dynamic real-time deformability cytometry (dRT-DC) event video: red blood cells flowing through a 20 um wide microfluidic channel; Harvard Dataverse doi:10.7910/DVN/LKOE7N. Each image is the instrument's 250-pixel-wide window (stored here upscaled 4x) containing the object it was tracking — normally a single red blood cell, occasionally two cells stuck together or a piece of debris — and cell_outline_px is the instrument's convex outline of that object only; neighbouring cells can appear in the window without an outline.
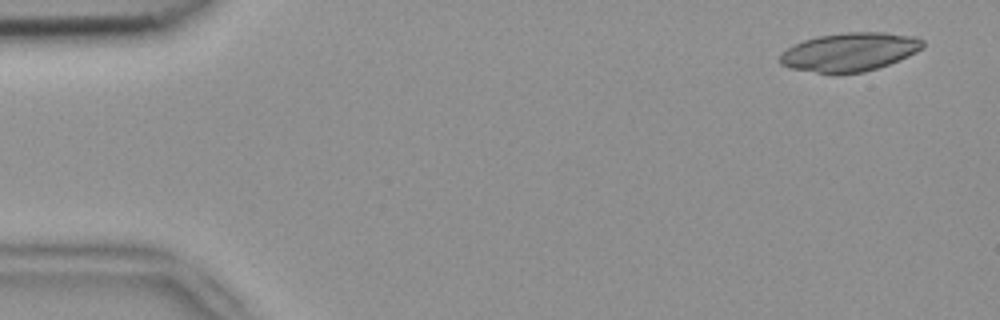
{"species": "common noctule bat (a hibernating species)", "species_latin": "Nyctalus noctula", "temperature_condition": "room temperature", "stored_images_in_passage": 4, "camera_frame_rate_fps": 3000, "um_per_image_px": 0.085, "animal": {"sex": "female", "body_mass_g": 18.4}, "frame": {"image": 1, "passage_image": 1, "time_ms": 0.0, "image_size_px": [1000, 320], "cell_outline_px": [[924, 48], [908, 56], [888, 64], [864, 72], [832, 76], [788, 68], [780, 64], [780, 52], [792, 44], [816, 36], [848, 32], [884, 32], [916, 36], [924, 40]], "centroid_in_image_um": [72.17, 4.44], "position_along_channel_um": 12.8, "area_um2": 32.95}}